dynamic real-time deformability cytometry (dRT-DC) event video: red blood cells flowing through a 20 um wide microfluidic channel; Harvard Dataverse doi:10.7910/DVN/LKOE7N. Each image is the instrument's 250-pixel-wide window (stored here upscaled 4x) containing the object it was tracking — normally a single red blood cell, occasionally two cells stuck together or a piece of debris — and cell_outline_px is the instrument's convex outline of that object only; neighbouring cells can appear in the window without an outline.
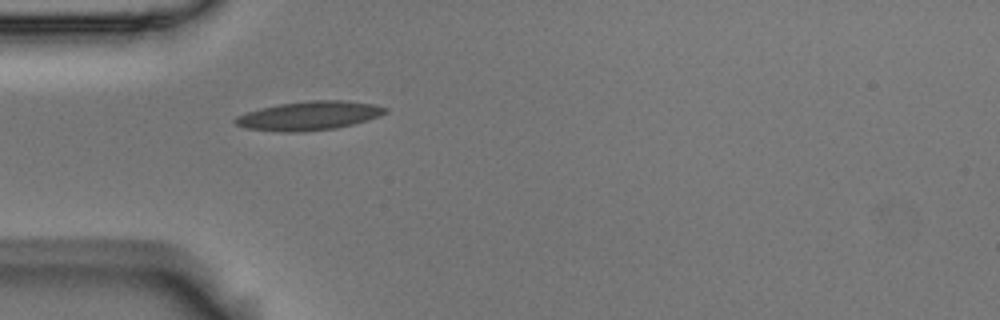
{"species": "Egyptian fruit bat (a non-hibernating species)", "species_latin": "Rousettus aegyptiacus", "temperature_condition": "room temperature", "stored_images_in_passage": 1, "camera_frame_rate_fps": 3000, "um_per_image_px": 0.085, "animal": {"sex": "male"}, "frame": {"image": 1, "passage_image": 1, "time_ms": 0.0, "image_size_px": [1000, 320], "cell_outline_px": [[388, 112], [380, 116], [352, 124], [336, 128], [304, 132], [280, 132], [244, 128], [236, 124], [232, 120], [236, 116], [244, 112], [260, 108], [280, 104], [308, 100], [344, 100], [376, 104], [388, 108]], "centroid_in_image_um": [26.25, 9.83], "position_along_channel_um": 58.7, "area_um2": 25.55}}